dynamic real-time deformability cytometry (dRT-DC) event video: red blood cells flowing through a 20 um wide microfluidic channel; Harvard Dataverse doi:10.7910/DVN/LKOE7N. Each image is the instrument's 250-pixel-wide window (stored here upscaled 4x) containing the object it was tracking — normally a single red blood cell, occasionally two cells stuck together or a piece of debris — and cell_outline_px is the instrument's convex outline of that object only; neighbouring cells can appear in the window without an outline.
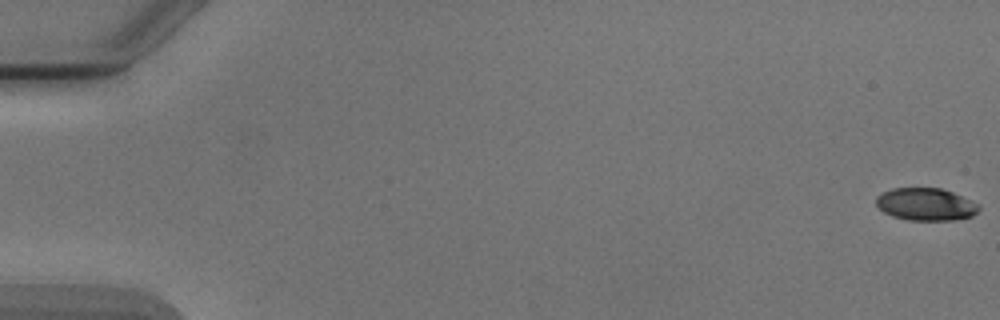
{"species": "Egyptian fruit bat (a non-hibernating species)", "species_latin": "Rousettus aegyptiacus", "temperature_condition": "cold", "stored_images_in_passage": 4, "camera_frame_rate_fps": 3000, "um_per_image_px": 0.085, "animal": {"sex": "male"}, "frame": {"image": 1, "passage_image": 1, "time_ms": 0.0, "image_size_px": [1000, 320], "cell_outline_px": [[980, 208], [972, 216], [952, 220], [908, 220], [892, 216], [884, 212], [876, 204], [876, 196], [892, 188], [940, 188], [952, 192], [976, 204]], "centroid_in_image_um": [78.64, 17.37], "position_along_channel_um": 6.4, "area_um2": 19.13}}